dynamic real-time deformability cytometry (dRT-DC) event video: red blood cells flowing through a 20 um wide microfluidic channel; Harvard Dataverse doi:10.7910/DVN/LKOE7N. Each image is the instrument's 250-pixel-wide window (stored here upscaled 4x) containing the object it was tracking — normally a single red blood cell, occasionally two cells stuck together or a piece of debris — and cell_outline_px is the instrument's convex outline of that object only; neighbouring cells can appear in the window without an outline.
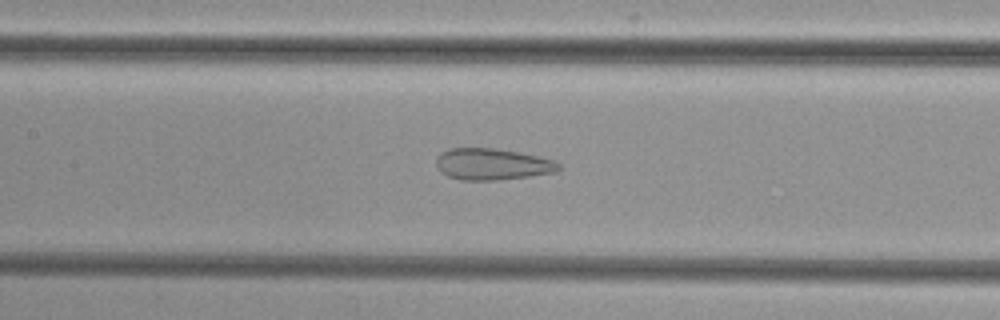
{"species": "common noctule bat (a hibernating species)", "species_latin": "Nyctalus noctula", "temperature_condition": "cold", "stored_images_in_passage": 53, "camera_frame_rate_fps": 3000, "um_per_image_px": 0.085, "animal": {"sex": "female", "body_mass_g": 29.2, "forearm_length_mm": 56.3}, "frame": {"image": 1, "passage_image": 25, "time_ms": 8.0, "image_size_px": [1000, 320], "cell_outline_px": [[560, 168], [556, 172], [528, 176], [496, 180], [460, 180], [448, 176], [440, 172], [436, 164], [436, 160], [440, 152], [448, 148], [496, 148], [520, 152], [556, 160], [560, 164]], "centroid_in_image_um": [41.83, 13.95], "position_along_channel_um": 165.6, "area_um2": 22.66}}
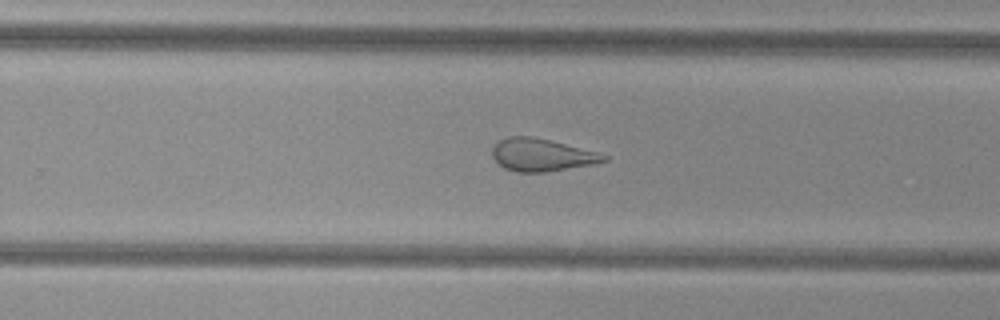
{"frame": {"image": 2, "passage_image": 34, "time_ms": 11.0, "image_size_px": [1000, 320], "cell_outline_px": [[608, 160], [592, 164], [544, 172], [516, 172], [504, 168], [496, 164], [492, 156], [492, 148], [500, 140], [508, 136], [532, 136], [552, 140], [596, 152], [608, 156]], "centroid_in_image_um": [45.99, 13.16], "position_along_channel_um": 283.8, "area_um2": 21.15}}
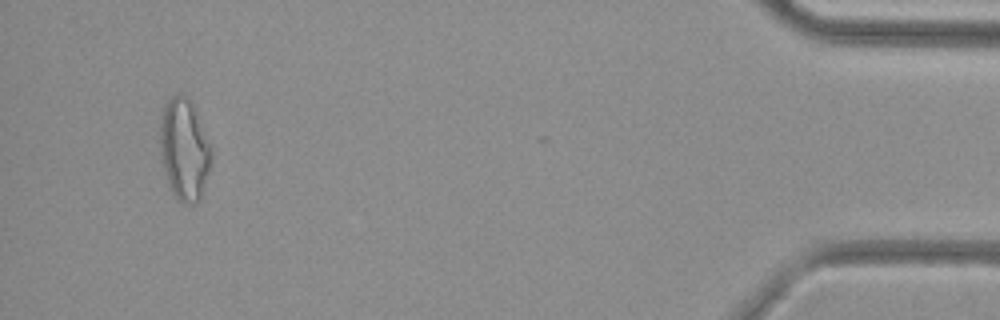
{"frame": {"image": 3, "passage_image": 50, "time_ms": 16.333, "image_size_px": [1000, 320], "cell_outline_px": [[212, 160], [200, 200], [196, 204], [184, 204], [176, 200], [168, 188], [160, 160], [160, 120], [164, 108], [168, 100], [172, 96], [184, 96], [188, 100], [196, 112], [212, 148]], "centroid_in_image_um": [15.65, 12.82], "position_along_channel_um": 419.6, "area_um2": 30.63}}